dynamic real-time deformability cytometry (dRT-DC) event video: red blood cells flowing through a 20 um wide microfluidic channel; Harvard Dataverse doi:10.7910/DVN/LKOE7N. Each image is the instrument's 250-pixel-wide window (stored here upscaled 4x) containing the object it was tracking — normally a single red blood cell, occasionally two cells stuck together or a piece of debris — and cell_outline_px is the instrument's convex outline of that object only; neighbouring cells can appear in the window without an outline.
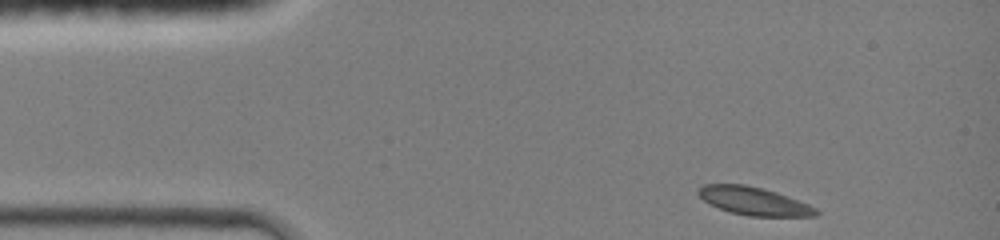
{"species": "common noctule bat (a hibernating species)", "species_latin": "Nyctalus noctula", "temperature_condition": "room temperature", "stored_images_in_passage": 36, "camera_frame_rate_fps": 3000, "um_per_image_px": 0.085, "animal": {"sex": "female", "body_mass_g": 19.0, "forearm_length_mm": 51.5}, "frame": {"image": 1, "passage_image": 1, "time_ms": 0.0, "image_size_px": [1000, 240], "cell_outline_px": [[820, 212], [816, 216], [748, 216], [728, 212], [704, 200], [696, 192], [704, 184], [744, 184], [776, 192], [808, 204], [816, 208]], "centroid_in_image_um": [64.09, 17.1], "position_along_channel_um": 20.9, "area_um2": 19.02}}
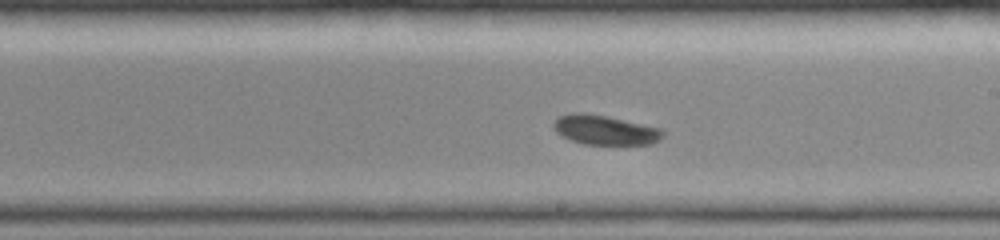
{"frame": {"image": 2, "passage_image": 21, "time_ms": 6.667, "image_size_px": [1000, 240], "cell_outline_px": [[664, 136], [660, 140], [652, 144], [584, 144], [560, 136], [552, 128], [552, 124], [560, 116], [576, 112], [580, 112], [608, 116], [660, 128], [664, 132]], "centroid_in_image_um": [51.42, 11.05], "position_along_channel_um": 237.6, "area_um2": 18.84}}
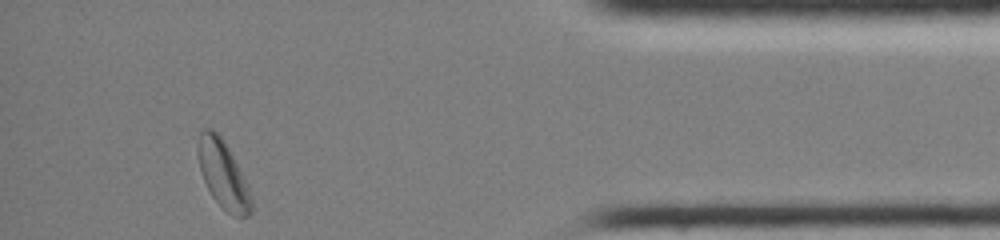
{"frame": {"image": 3, "passage_image": 36, "time_ms": 11.667, "image_size_px": [1000, 240], "cell_outline_px": [[252, 212], [248, 216], [232, 216], [212, 196], [204, 180], [200, 168], [196, 148], [200, 132], [204, 128], [212, 128], [220, 136], [228, 148], [244, 176], [252, 200]], "centroid_in_image_um": [18.95, 14.81], "position_along_channel_um": 416.2, "area_um2": 20.75}, "authors_computed_cell_mechanics": {"area_um2": 19.3919, "velocity_mm_per_s": 4.2564, "shape_relaxation_time_tau1_ms": 3.5218, "shape_relaxation_time_tau2_ms": null, "deformation_change_tau1": 0.0713, "deformation_change_tau2": null}}